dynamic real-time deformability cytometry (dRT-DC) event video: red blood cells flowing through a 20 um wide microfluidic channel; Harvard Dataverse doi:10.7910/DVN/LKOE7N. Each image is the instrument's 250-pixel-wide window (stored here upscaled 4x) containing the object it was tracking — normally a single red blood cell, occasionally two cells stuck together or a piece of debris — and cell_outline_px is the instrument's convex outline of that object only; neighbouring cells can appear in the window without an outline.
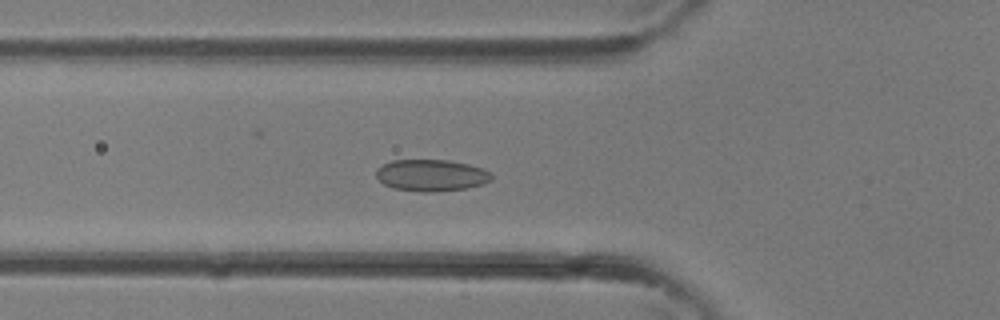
{"species": "common noctule bat (a hibernating species)", "species_latin": "Nyctalus noctula", "temperature_condition": "room temperature", "stored_images_in_passage": 29, "camera_frame_rate_fps": 3000, "um_per_image_px": 0.085, "animal": {"sex": "female"}, "frame": {"image": 1, "passage_image": 5, "time_ms": 1.333, "image_size_px": [1000, 320], "cell_outline_px": [[492, 180], [484, 184], [464, 188], [436, 192], [420, 192], [392, 188], [384, 184], [376, 176], [376, 168], [392, 160], [448, 160], [468, 164], [484, 168], [492, 172]], "centroid_in_image_um": [36.68, 14.9], "position_along_channel_um": 89.1, "area_um2": 21.5}}
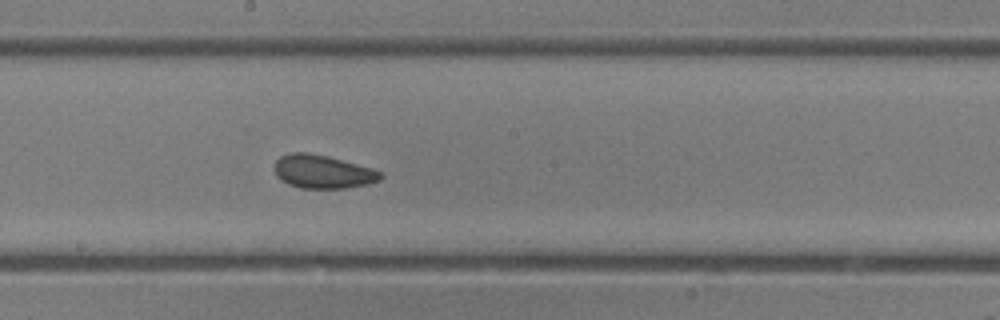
{"frame": {"image": 2, "passage_image": 12, "time_ms": 3.667, "image_size_px": [1000, 320], "cell_outline_px": [[384, 176], [380, 180], [368, 184], [348, 188], [300, 188], [288, 184], [280, 180], [276, 176], [276, 160], [280, 156], [292, 152], [308, 152], [328, 156], [372, 168], [384, 172]], "centroid_in_image_um": [27.47, 14.6], "position_along_channel_um": 220.7, "area_um2": 20.81}}
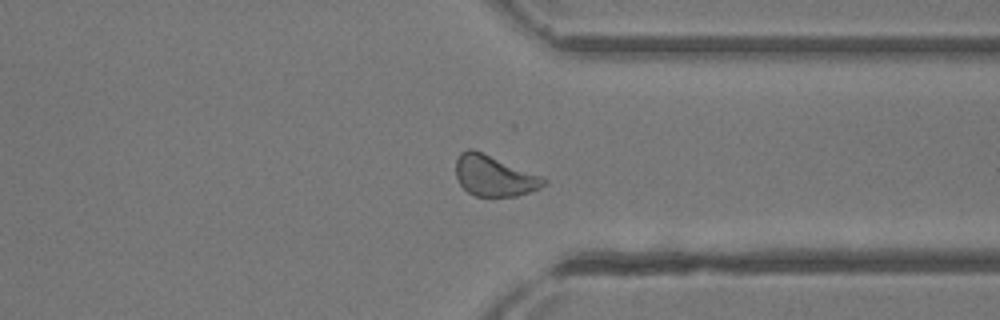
{"frame": {"image": 3, "passage_image": 20, "time_ms": 6.333, "image_size_px": [1000, 320], "cell_outline_px": [[548, 184], [540, 188], [516, 196], [476, 196], [468, 192], [460, 184], [456, 176], [456, 160], [460, 152], [468, 148], [472, 148], [544, 176], [548, 180]], "centroid_in_image_um": [42.03, 14.93], "position_along_channel_um": 369.4, "area_um2": 21.1}}